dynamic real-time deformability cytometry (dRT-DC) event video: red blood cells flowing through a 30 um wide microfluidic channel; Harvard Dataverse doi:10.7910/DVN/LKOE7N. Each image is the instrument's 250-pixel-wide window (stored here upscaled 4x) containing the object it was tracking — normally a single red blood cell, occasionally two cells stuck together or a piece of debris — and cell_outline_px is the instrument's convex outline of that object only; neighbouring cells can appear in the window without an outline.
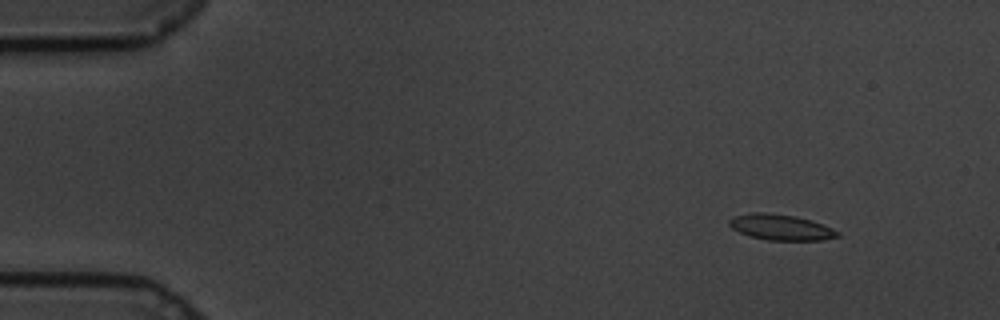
{"species": "common noctule bat (a hibernating species)", "species_latin": "Nyctalus noctula", "temperature_condition": "cold", "stored_images_in_passage": 54, "camera_frame_rate_fps": 3000, "um_per_image_px": 0.085, "animal": {"sex": "male", "body_mass_g": 19.5, "forearm_length_mm": 54.6}, "frame": {"image": 1, "passage_image": 1, "time_ms": 0.0, "image_size_px": [1000, 320], "cell_outline_px": [[840, 236], [820, 240], [768, 240], [748, 236], [732, 228], [728, 224], [728, 220], [732, 216], [748, 212], [764, 212], [796, 216], [832, 228], [840, 232]], "centroid_in_image_um": [66.3, 19.31], "position_along_channel_um": 18.7, "area_um2": 16.24}}
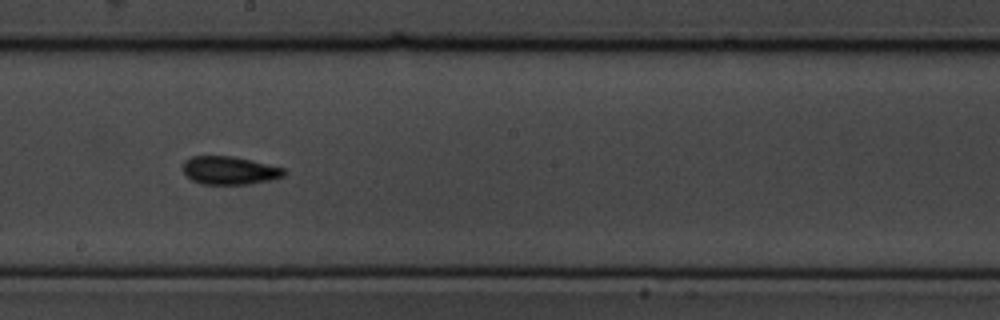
{"frame": {"image": 2, "passage_image": 28, "time_ms": 9.0, "image_size_px": [1000, 320], "cell_outline_px": [[288, 172], [284, 176], [272, 180], [248, 184], [200, 184], [192, 180], [184, 172], [184, 160], [192, 156], [232, 156], [284, 168]], "centroid_in_image_um": [19.53, 14.49], "position_along_channel_um": 228.7, "area_um2": 16.53}}
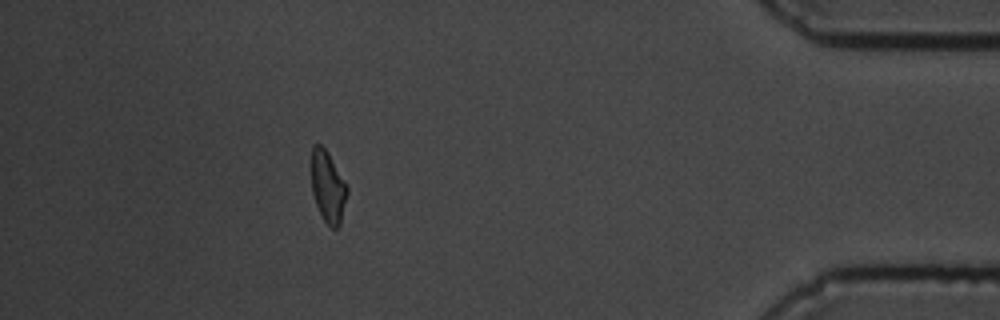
{"frame": {"image": 3, "passage_image": 48, "time_ms": 15.667, "image_size_px": [1000, 320], "cell_outline_px": [[348, 192], [340, 224], [336, 228], [332, 228], [324, 220], [316, 204], [312, 192], [312, 144], [320, 144], [328, 152], [348, 188]], "centroid_in_image_um": [27.87, 15.87], "position_along_channel_um": 407.3, "area_um2": 14.62}, "authors_computed_cell_mechanics": {"area_um2": 16.1262, "velocity_mm_per_s": 3.3995, "shape_relaxation_time_tau1_ms": 4.5319, "shape_relaxation_time_tau2_ms": 3.8734, "deformation_change_tau1": 0.1745, "deformation_change_tau2": 0.1184}}